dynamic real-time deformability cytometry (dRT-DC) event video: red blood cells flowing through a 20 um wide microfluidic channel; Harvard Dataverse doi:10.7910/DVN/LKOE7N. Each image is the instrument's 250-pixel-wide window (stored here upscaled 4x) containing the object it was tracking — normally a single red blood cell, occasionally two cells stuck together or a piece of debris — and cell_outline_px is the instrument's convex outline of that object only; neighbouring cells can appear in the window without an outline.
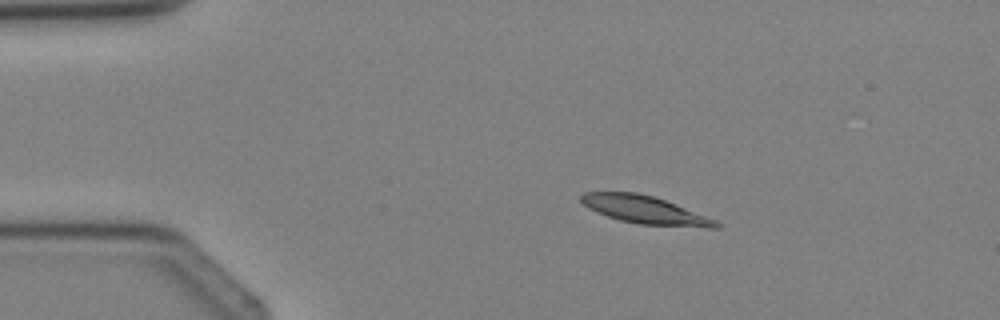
{"species": "Egyptian fruit bat (a non-hibernating species)", "species_latin": "Rousettus aegyptiacus", "temperature_condition": "cold", "stored_images_in_passage": 2, "camera_frame_rate_fps": 3000, "um_per_image_px": 0.085, "animal": {"sex": "female"}, "frame": {"image": 1, "passage_image": 1, "time_ms": 0.0, "image_size_px": [1000, 320], "cell_outline_px": [[720, 228], [708, 228], [640, 224], [620, 220], [596, 212], [588, 208], [580, 200], [580, 196], [584, 192], [636, 192], [656, 196], [716, 220], [720, 224]], "centroid_in_image_um": [54.83, 17.83], "position_along_channel_um": 30.2, "area_um2": 21.91}}